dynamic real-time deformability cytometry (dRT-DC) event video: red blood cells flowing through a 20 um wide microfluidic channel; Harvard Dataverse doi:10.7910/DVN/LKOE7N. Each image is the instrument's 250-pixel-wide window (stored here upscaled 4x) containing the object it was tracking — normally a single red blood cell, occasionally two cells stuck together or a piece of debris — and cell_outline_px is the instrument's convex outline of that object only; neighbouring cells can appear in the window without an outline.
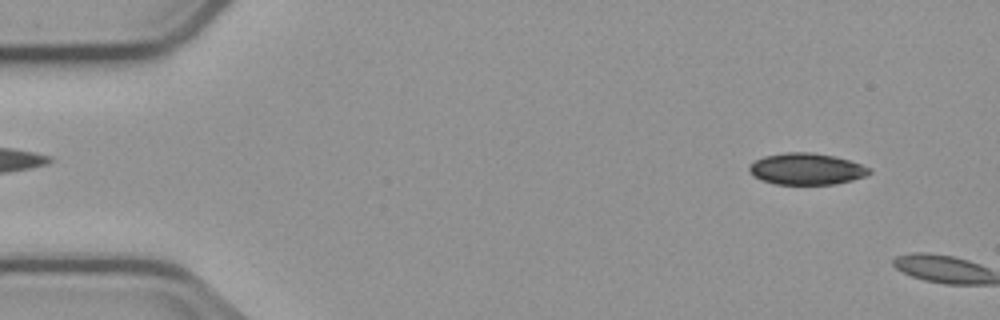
{"species": "common noctule bat (a hibernating species)", "species_latin": "Nyctalus noctula", "temperature_condition": "cold", "stored_images_in_passage": 4, "camera_frame_rate_fps": 3000, "um_per_image_px": 0.085, "animal": {"sex": "male", "body_mass_g": 23.1, "forearm_length_mm": 52.7}, "frame": {"image": 1, "passage_image": 1, "time_ms": 0.0, "image_size_px": [1000, 320], "cell_outline_px": [[872, 172], [868, 176], [852, 180], [832, 184], [776, 184], [764, 180], [756, 176], [748, 168], [756, 160], [764, 156], [784, 152], [812, 152], [836, 156], [860, 164], [868, 168]], "centroid_in_image_um": [68.6, 14.35], "position_along_channel_um": 16.4, "area_um2": 21.79}}